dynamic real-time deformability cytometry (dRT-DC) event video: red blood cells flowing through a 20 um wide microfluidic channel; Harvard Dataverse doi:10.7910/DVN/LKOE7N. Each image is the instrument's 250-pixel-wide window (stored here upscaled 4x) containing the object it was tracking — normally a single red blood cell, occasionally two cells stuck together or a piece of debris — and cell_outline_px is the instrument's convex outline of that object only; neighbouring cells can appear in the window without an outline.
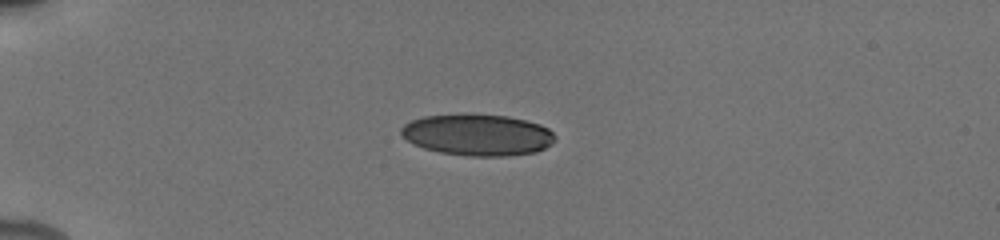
{"species": "human", "species_latin": "Homo sapiens", "temperature_condition": "cold", "stored_images_in_passage": 3, "camera_frame_rate_fps": 3000, "um_per_image_px": 0.085, "donor": {"sex": "male"}, "frame": {"image": 1, "passage_image": 1, "time_ms": 0.0, "image_size_px": [1000, 240], "cell_outline_px": [[556, 140], [552, 144], [536, 152], [504, 156], [472, 156], [440, 152], [424, 148], [408, 140], [400, 132], [400, 128], [404, 124], [412, 120], [424, 116], [508, 116], [540, 124], [548, 128], [556, 136]], "centroid_in_image_um": [40.64, 11.49], "position_along_channel_um": 44.4, "area_um2": 36.36}}